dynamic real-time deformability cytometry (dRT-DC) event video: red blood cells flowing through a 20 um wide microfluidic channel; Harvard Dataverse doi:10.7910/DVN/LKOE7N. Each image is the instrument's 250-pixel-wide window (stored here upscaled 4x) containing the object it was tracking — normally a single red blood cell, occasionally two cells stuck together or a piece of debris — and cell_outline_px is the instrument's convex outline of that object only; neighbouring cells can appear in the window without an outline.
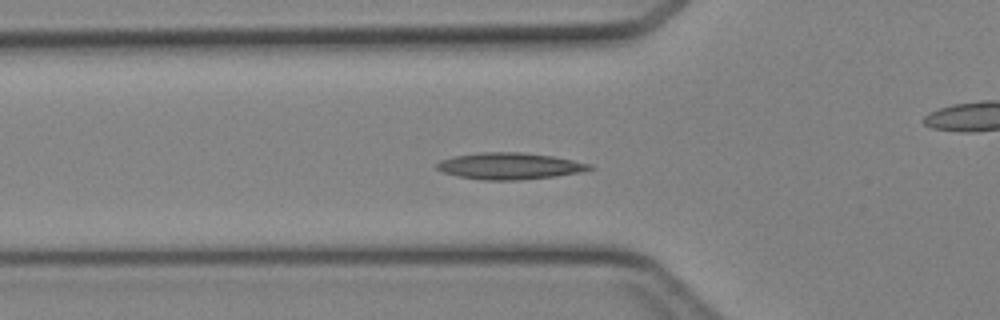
{"species": "Egyptian fruit bat (a non-hibernating species)", "species_latin": "Rousettus aegyptiacus", "temperature_condition": "cold", "stored_images_in_passage": 46, "camera_frame_rate_fps": 3000, "um_per_image_px": 0.085, "animal": {"sex": "female"}, "frame": {"image": 1, "passage_image": 15, "time_ms": 4.667, "image_size_px": [1000, 320], "cell_outline_px": [[596, 168], [580, 172], [556, 176], [520, 180], [480, 180], [460, 176], [444, 172], [436, 168], [436, 164], [440, 160], [452, 156], [480, 152], [520, 152], [552, 156], [592, 164]], "centroid_in_image_um": [43.32, 14.11], "position_along_channel_um": 82.5, "area_um2": 23.7}}
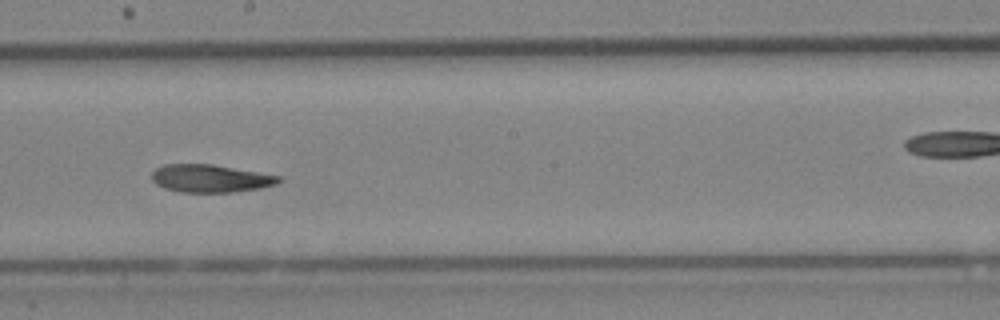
{"frame": {"image": 2, "passage_image": 25, "time_ms": 8.0, "image_size_px": [1000, 320], "cell_outline_px": [[284, 180], [276, 184], [260, 188], [236, 192], [180, 192], [164, 188], [156, 184], [152, 180], [152, 172], [156, 168], [164, 164], [212, 164], [280, 176]], "centroid_in_image_um": [17.88, 15.17], "position_along_channel_um": 230.3, "area_um2": 20.58}}
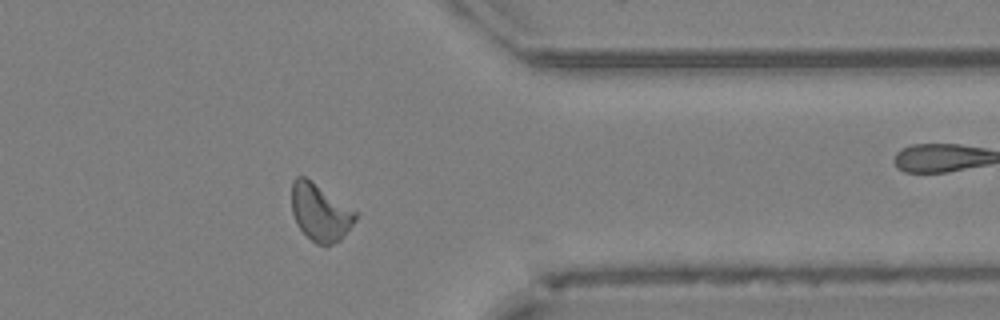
{"frame": {"image": 3, "passage_image": 36, "time_ms": 11.667, "image_size_px": [1000, 320], "cell_outline_px": [[356, 220], [344, 236], [340, 240], [332, 244], [316, 244], [296, 224], [292, 212], [292, 180], [296, 176], [304, 176], [356, 212]], "centroid_in_image_um": [27.19, 18.06], "position_along_channel_um": 384.2, "area_um2": 20.75}}